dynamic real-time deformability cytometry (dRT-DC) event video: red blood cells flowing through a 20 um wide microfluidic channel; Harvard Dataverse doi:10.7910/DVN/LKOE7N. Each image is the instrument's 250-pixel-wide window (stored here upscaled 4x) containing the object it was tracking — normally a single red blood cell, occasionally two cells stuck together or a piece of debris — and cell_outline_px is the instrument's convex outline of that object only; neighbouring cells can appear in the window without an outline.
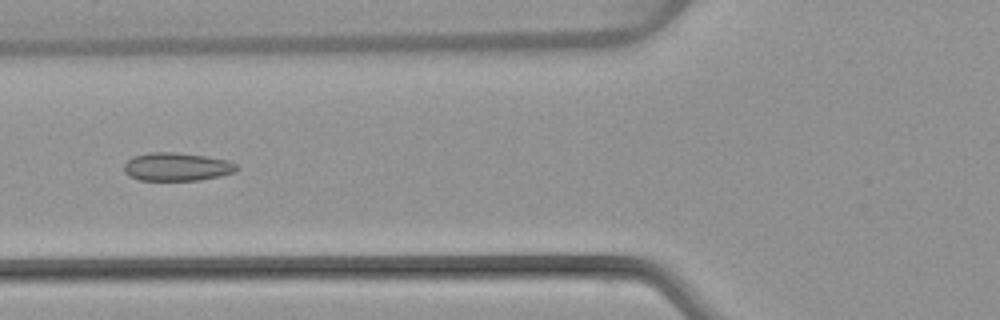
{"species": "common noctule bat (a hibernating species)", "species_latin": "Nyctalus noctula", "temperature_condition": "warm", "stored_images_in_passage": 7, "camera_frame_rate_fps": 3000, "um_per_image_px": 0.085, "animal": {"sex": "female", "body_mass_g": 22.7, "forearm_length_mm": 54.2}, "frame": {"image": 1, "passage_image": 5, "time_ms": 5.0, "image_size_px": [1000, 320], "cell_outline_px": [[240, 168], [236, 172], [220, 176], [200, 180], [140, 180], [128, 176], [124, 172], [124, 164], [132, 156], [148, 152], [176, 152], [208, 156], [228, 160], [236, 164]], "centroid_in_image_um": [15.04, 14.17], "position_along_channel_um": 110.8, "area_um2": 18.84}}
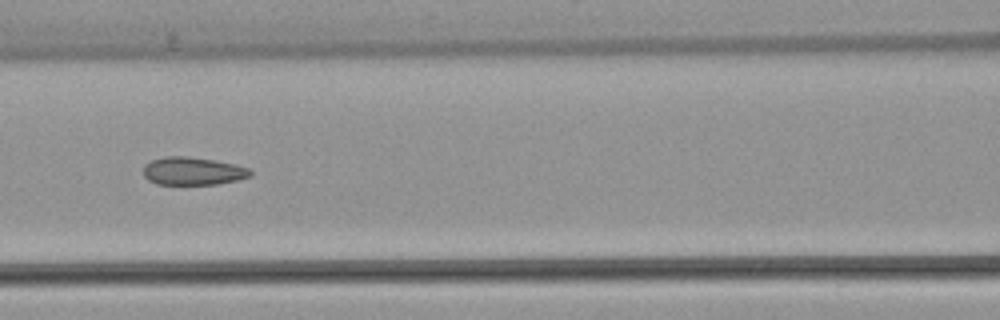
{"frame": {"image": 2, "passage_image": 6, "time_ms": 6.0, "image_size_px": [1000, 320], "cell_outline_px": [[252, 176], [236, 180], [216, 184], [156, 184], [148, 180], [144, 176], [144, 164], [152, 160], [164, 156], [188, 156], [236, 164], [248, 168], [252, 172]], "centroid_in_image_um": [16.38, 14.54], "position_along_channel_um": 150.2, "area_um2": 17.4}}
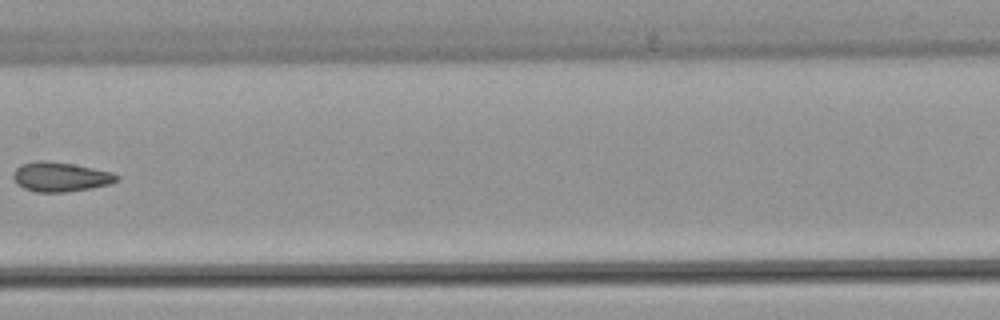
{"frame": {"image": 3, "passage_image": 7, "time_ms": 7.333, "image_size_px": [1000, 320], "cell_outline_px": [[120, 180], [112, 184], [92, 188], [64, 192], [36, 192], [24, 188], [16, 184], [12, 176], [12, 172], [20, 164], [36, 160], [44, 160], [72, 164], [112, 172], [120, 176]], "centroid_in_image_um": [5.13, 15.03], "position_along_channel_um": 202.3, "area_um2": 18.03}}